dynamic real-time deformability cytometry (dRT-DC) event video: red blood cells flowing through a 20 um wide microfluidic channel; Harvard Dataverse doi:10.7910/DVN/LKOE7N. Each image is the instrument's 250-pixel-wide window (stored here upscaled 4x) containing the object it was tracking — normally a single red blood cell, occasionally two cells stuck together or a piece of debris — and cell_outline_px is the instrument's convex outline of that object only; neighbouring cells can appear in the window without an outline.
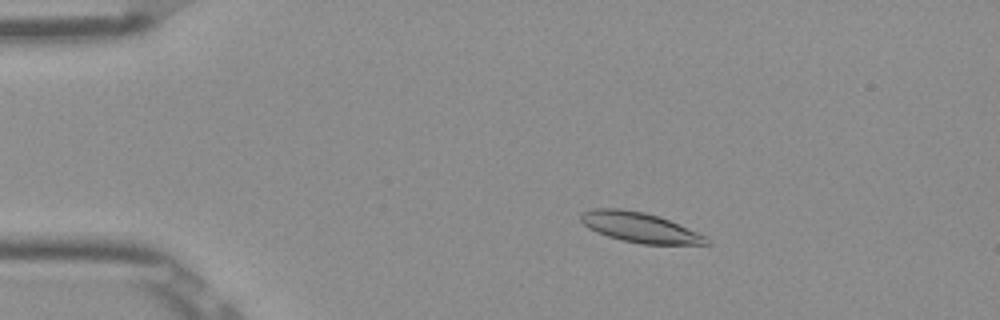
{"species": "Egyptian fruit bat (a non-hibernating species)", "species_latin": "Rousettus aegyptiacus", "temperature_condition": "room temperature", "stored_images_in_passage": 54, "camera_frame_rate_fps": 3000, "um_per_image_px": 0.085, "frame": {"image": 1, "passage_image": 11, "time_ms": 3.333, "image_size_px": [1000, 320], "cell_outline_px": [[712, 244], [644, 244], [624, 240], [608, 236], [596, 232], [588, 228], [580, 220], [580, 212], [592, 208], [620, 208], [644, 212], [660, 216], [708, 236], [712, 240]], "centroid_in_image_um": [54.41, 19.32], "position_along_channel_um": 30.6, "area_um2": 22.2}}
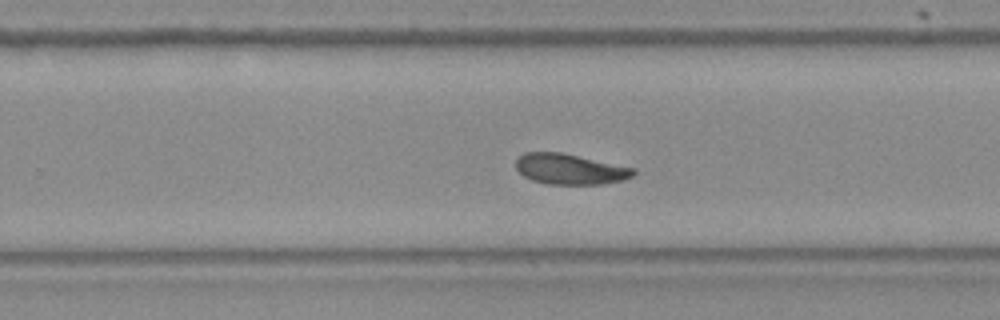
{"frame": {"image": 2, "passage_image": 35, "time_ms": 11.333, "image_size_px": [1000, 320], "cell_outline_px": [[636, 172], [632, 176], [624, 180], [604, 184], [544, 184], [532, 180], [524, 176], [516, 168], [516, 160], [524, 152], [560, 152], [636, 168]], "centroid_in_image_um": [48.46, 14.38], "position_along_channel_um": 281.3, "area_um2": 20.98}}
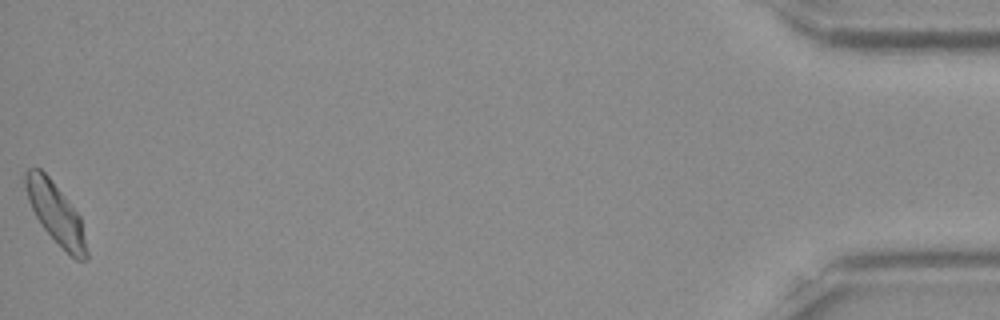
{"frame": {"image": 3, "passage_image": 54, "time_ms": 17.667, "image_size_px": [1000, 320], "cell_outline_px": [[88, 256], [84, 260], [76, 260], [40, 224], [28, 200], [24, 184], [24, 172], [28, 168], [40, 168], [48, 176], [68, 200], [80, 216], [88, 252]], "centroid_in_image_um": [4.72, 18.09], "position_along_channel_um": 430.5, "area_um2": 21.21}, "authors_computed_cell_mechanics": {"area_um2": 21.5594, "velocity_mm_per_s": 3.8625, "shape_relaxation_time_tau1_ms": 11.1355, "shape_relaxation_time_tau2_ms": null, "deformation_change_tau1": 0.2054, "deformation_change_tau2": null}}